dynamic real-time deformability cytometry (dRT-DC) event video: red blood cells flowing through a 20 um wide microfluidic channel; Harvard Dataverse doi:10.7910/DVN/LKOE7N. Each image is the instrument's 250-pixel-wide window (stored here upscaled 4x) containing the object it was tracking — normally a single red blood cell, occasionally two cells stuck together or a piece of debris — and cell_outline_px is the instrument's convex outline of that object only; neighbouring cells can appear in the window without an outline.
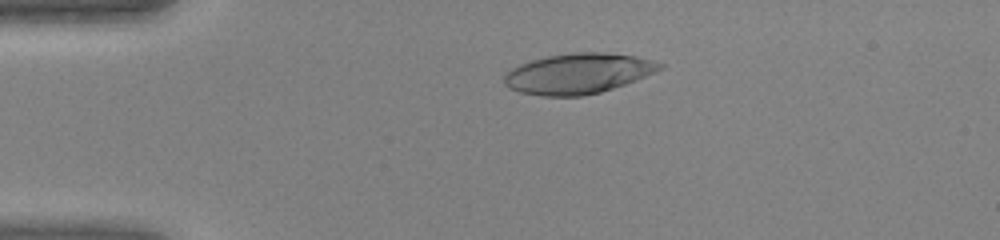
{"species": "human", "species_latin": "Homo sapiens", "temperature_condition": "warm", "stored_images_in_passage": 45, "camera_frame_rate_fps": 3000, "um_per_image_px": 0.085, "donor": {"sex": "female"}, "frame": {"image": 1, "passage_image": 10, "time_ms": 3.0, "image_size_px": [1000, 240], "cell_outline_px": [[664, 68], [656, 72], [624, 84], [600, 92], [580, 96], [540, 96], [520, 92], [508, 88], [504, 84], [504, 76], [512, 68], [520, 64], [532, 60], [548, 56], [576, 52], [604, 52], [636, 56], [652, 60], [664, 64]], "centroid_in_image_um": [49.14, 6.25], "position_along_channel_um": 35.9, "area_um2": 36.47}}
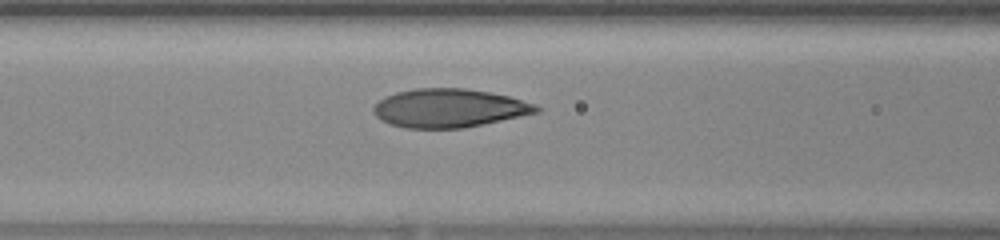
{"frame": {"image": 2, "passage_image": 19, "time_ms": 6.0, "image_size_px": [1000, 240], "cell_outline_px": [[540, 112], [464, 128], [404, 128], [388, 124], [380, 120], [376, 116], [372, 108], [380, 100], [396, 92], [416, 88], [464, 88], [488, 92], [508, 96], [536, 104], [540, 108]], "centroid_in_image_um": [38.16, 9.2], "position_along_channel_um": 128.4, "area_um2": 36.53}}
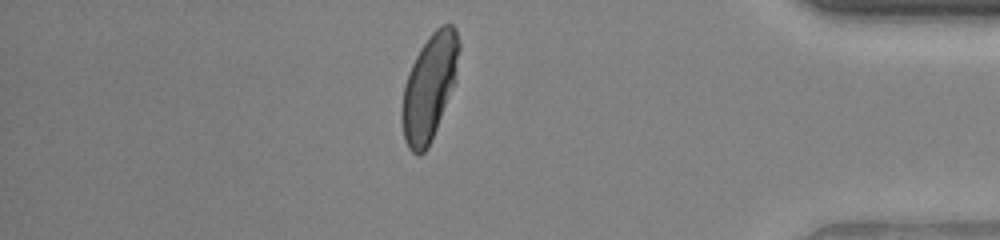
{"frame": {"image": 3, "passage_image": 39, "time_ms": 12.667, "image_size_px": [1000, 240], "cell_outline_px": [[460, 48], [456, 80], [432, 140], [428, 148], [420, 156], [416, 156], [408, 148], [404, 140], [400, 120], [400, 112], [404, 84], [408, 72], [420, 48], [428, 36], [440, 24], [452, 24], [456, 28], [460, 40]], "centroid_in_image_um": [36.49, 7.42], "position_along_channel_um": 398.7, "area_um2": 35.95}}